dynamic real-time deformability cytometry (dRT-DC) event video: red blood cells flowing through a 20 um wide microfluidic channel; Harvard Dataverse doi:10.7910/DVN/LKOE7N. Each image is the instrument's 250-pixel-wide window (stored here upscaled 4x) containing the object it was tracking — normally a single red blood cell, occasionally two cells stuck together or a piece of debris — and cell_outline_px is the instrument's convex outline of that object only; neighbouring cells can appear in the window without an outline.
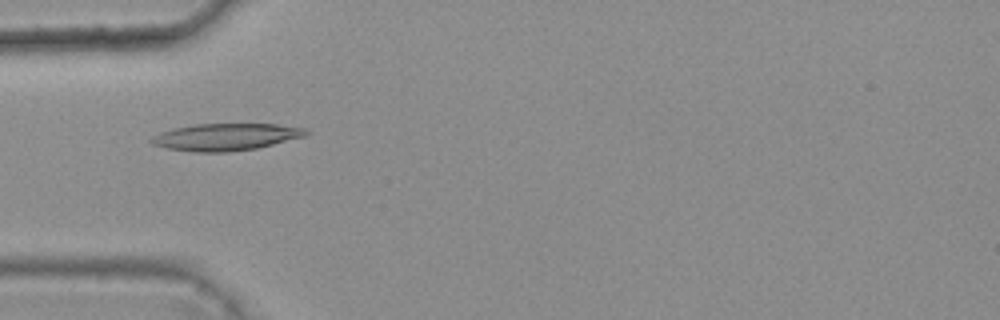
{"species": "common noctule bat (a hibernating species)", "species_latin": "Nyctalus noctula", "temperature_condition": "warm", "stored_images_in_passage": 1, "camera_frame_rate_fps": 3000, "um_per_image_px": 0.085, "animal": {"sex": "female", "body_mass_g": 25.1}, "frame": {"image": 1, "passage_image": 1, "time_ms": 0.0, "image_size_px": [1000, 320], "cell_outline_px": [[312, 132], [304, 136], [256, 148], [228, 152], [196, 152], [168, 148], [152, 144], [148, 140], [152, 136], [160, 132], [172, 128], [192, 124], [276, 124], [304, 128]], "centroid_in_image_um": [19.15, 11.63], "position_along_channel_um": 65.8, "area_um2": 24.33}}